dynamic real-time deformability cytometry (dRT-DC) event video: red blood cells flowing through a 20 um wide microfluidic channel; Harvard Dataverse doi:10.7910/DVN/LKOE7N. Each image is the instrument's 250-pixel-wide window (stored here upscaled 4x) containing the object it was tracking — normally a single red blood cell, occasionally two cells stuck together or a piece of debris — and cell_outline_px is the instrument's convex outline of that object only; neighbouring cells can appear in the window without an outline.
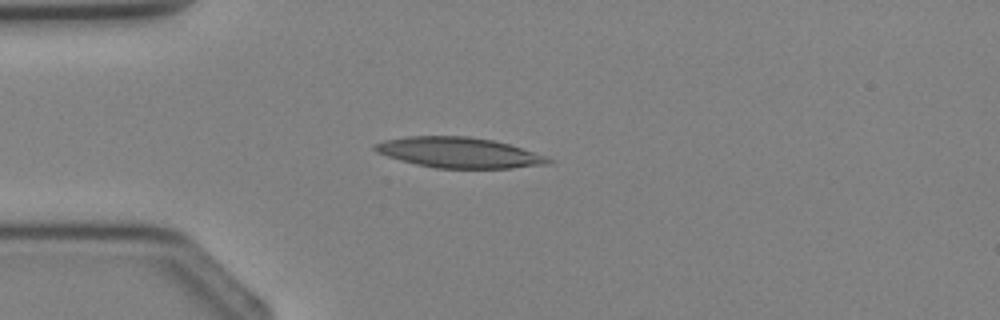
{"species": "Egyptian fruit bat (a non-hibernating species)", "species_latin": "Rousettus aegyptiacus", "temperature_condition": "cold", "stored_images_in_passage": 2, "camera_frame_rate_fps": 3000, "um_per_image_px": 0.085, "animal": {"sex": "female"}, "frame": {"image": 1, "passage_image": 2, "time_ms": 1.333, "image_size_px": [1000, 320], "cell_outline_px": [[556, 160], [548, 164], [512, 168], [436, 168], [416, 164], [400, 160], [376, 152], [372, 148], [372, 144], [384, 140], [408, 136], [468, 136], [492, 140], [508, 144], [548, 156]], "centroid_in_image_um": [39.02, 12.97], "position_along_channel_um": 46.0, "area_um2": 30.87}}